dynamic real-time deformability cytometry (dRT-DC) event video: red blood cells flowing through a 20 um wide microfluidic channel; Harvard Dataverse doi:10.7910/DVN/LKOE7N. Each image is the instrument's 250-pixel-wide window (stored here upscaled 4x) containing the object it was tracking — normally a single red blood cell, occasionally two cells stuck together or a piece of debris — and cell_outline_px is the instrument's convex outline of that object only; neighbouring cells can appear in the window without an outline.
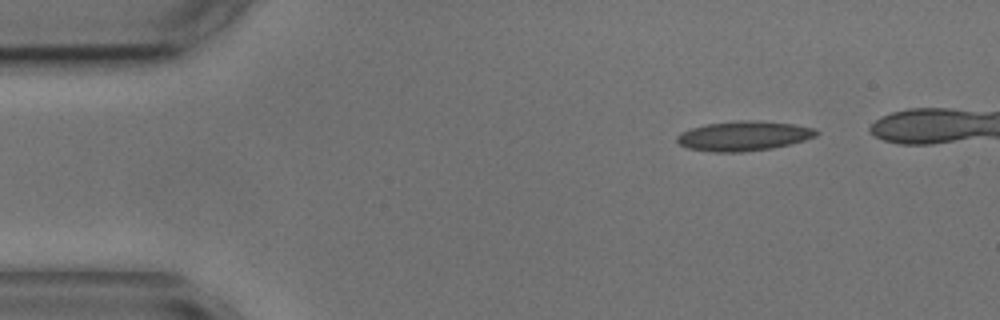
{"species": "common noctule bat (a hibernating species)", "species_latin": "Nyctalus noctula", "temperature_condition": "cold", "stored_images_in_passage": 5, "segment_of_instrument_passage": [2, 2], "camera_frame_rate_fps": 3000, "um_per_image_px": 0.085, "animal": {"sex": "male", "body_mass_g": 17.9, "forearm_length_mm": 54.2}, "frame": {"image": 1, "passage_image": 5, "time_ms": 6.0, "image_size_px": [1000, 320], "cell_outline_px": [[820, 132], [816, 136], [804, 140], [772, 148], [740, 152], [712, 152], [688, 148], [680, 144], [676, 140], [676, 136], [680, 132], [704, 124], [740, 120], [752, 120], [796, 124], [816, 128]], "centroid_in_image_um": [63.22, 11.54], "position_along_channel_um": 21.8, "area_um2": 24.16}}